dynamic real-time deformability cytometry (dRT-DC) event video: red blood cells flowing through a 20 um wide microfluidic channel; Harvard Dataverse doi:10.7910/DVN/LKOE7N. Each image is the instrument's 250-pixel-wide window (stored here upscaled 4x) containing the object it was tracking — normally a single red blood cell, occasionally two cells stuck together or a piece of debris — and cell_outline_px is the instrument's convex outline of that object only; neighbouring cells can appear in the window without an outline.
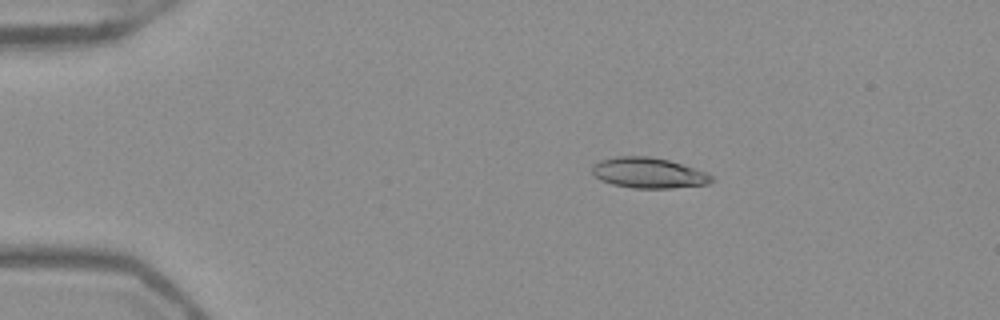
{"species": "Egyptian fruit bat (a non-hibernating species)", "species_latin": "Rousettus aegyptiacus", "temperature_condition": "warm", "stored_images_in_passage": 52, "camera_frame_rate_fps": 3000, "um_per_image_px": 0.085, "frame": {"image": 1, "passage_image": 10, "time_ms": 3.0, "image_size_px": [1000, 320], "cell_outline_px": [[716, 180], [708, 184], [672, 188], [632, 188], [612, 184], [600, 180], [592, 172], [592, 164], [600, 160], [616, 156], [648, 156], [668, 160], [708, 172]], "centroid_in_image_um": [55.14, 14.7], "position_along_channel_um": 29.9, "area_um2": 21.39}}
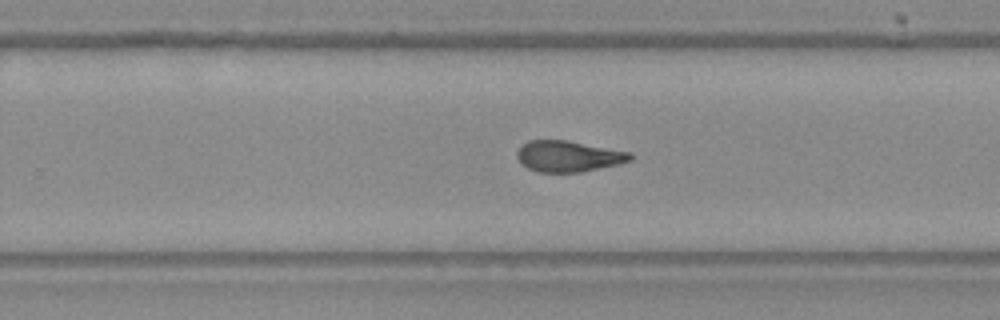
{"frame": {"image": 2, "passage_image": 34, "time_ms": 11.0, "image_size_px": [1000, 320], "cell_outline_px": [[632, 160], [620, 164], [580, 172], [536, 172], [520, 164], [516, 156], [516, 152], [528, 140], [568, 140], [632, 152]], "centroid_in_image_um": [48.32, 13.28], "position_along_channel_um": 281.5, "area_um2": 20.69}}
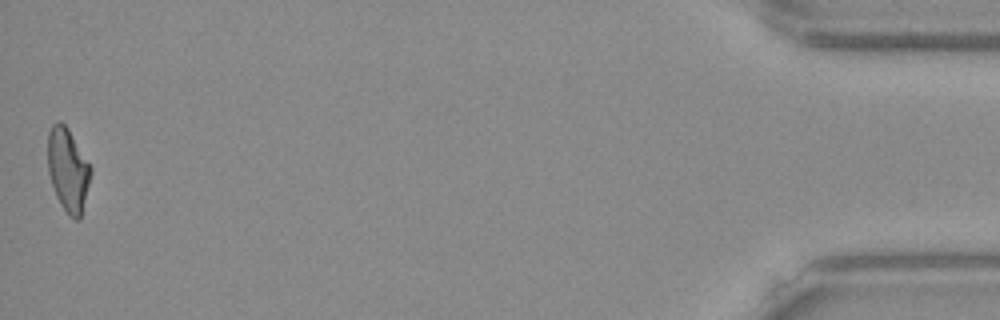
{"frame": {"image": 3, "passage_image": 52, "time_ms": 17.0, "image_size_px": [1000, 320], "cell_outline_px": [[92, 172], [80, 220], [76, 220], [68, 216], [60, 204], [56, 196], [48, 172], [48, 132], [52, 124], [56, 120], [60, 120], [68, 128], [92, 168]], "centroid_in_image_um": [5.77, 14.44], "position_along_channel_um": 429.4, "area_um2": 20.98}, "authors_computed_cell_mechanics": {"area_um2": 21.0681, "velocity_mm_per_s": 3.9495, "shape_relaxation_time_tau1_ms": null, "shape_relaxation_time_tau2_ms": 2.4578, "deformation_change_tau1": null, "deformation_change_tau2": 0.1058}}